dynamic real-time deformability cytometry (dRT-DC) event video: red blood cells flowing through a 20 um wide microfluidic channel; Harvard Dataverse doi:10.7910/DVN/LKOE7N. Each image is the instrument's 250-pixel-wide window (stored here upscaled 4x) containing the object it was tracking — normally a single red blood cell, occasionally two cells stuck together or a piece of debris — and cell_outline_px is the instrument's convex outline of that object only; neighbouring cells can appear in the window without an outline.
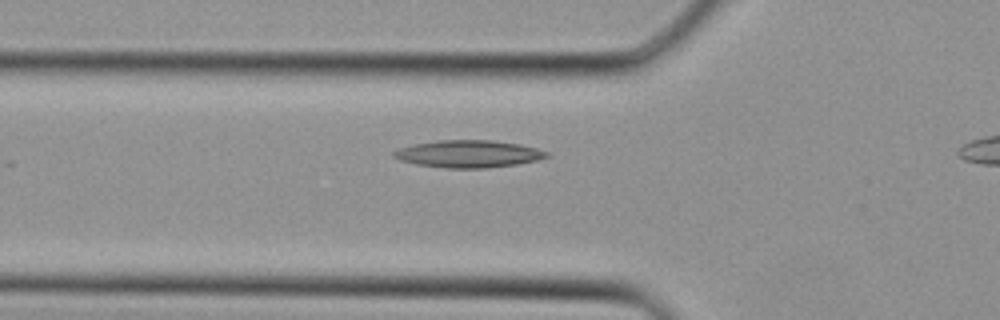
{"species": "Egyptian fruit bat (a non-hibernating species)", "species_latin": "Rousettus aegyptiacus", "temperature_condition": "cold", "stored_images_in_passage": 25, "camera_frame_rate_fps": 3000, "um_per_image_px": 0.085, "animal": {"sex": "female"}, "frame": {"image": 1, "passage_image": 8, "time_ms": 2.333, "image_size_px": [1000, 320], "cell_outline_px": [[548, 156], [536, 160], [516, 164], [488, 168], [448, 168], [416, 164], [400, 160], [392, 156], [392, 152], [400, 148], [416, 144], [436, 140], [492, 140], [520, 144], [536, 148], [548, 152]], "centroid_in_image_um": [39.81, 13.08], "position_along_channel_um": 86.0, "area_um2": 24.16}}
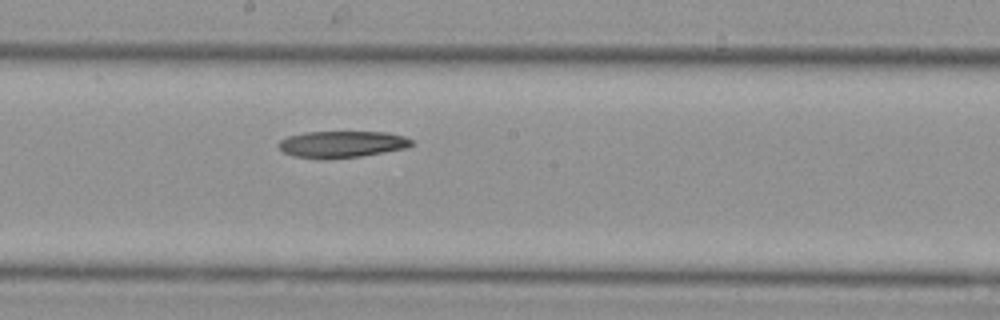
{"frame": {"image": 2, "passage_image": 15, "time_ms": 4.667, "image_size_px": [1000, 320], "cell_outline_px": [[416, 144], [408, 148], [360, 156], [324, 160], [320, 160], [292, 156], [284, 152], [276, 144], [280, 140], [288, 136], [304, 132], [388, 132], [404, 136], [412, 140]], "centroid_in_image_um": [29.06, 12.27], "position_along_channel_um": 219.1, "area_um2": 21.04}}
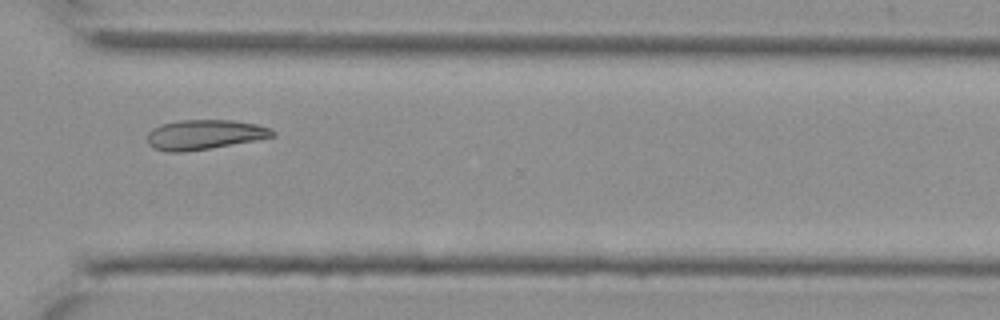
{"frame": {"image": 3, "passage_image": 22, "time_ms": 7.0, "image_size_px": [1000, 320], "cell_outline_px": [[276, 136], [256, 140], [184, 152], [168, 152], [156, 148], [148, 144], [148, 132], [152, 128], [160, 124], [180, 120], [232, 120], [256, 124], [268, 128], [276, 132]], "centroid_in_image_um": [17.37, 11.43], "position_along_channel_um": 353.2, "area_um2": 21.56}}